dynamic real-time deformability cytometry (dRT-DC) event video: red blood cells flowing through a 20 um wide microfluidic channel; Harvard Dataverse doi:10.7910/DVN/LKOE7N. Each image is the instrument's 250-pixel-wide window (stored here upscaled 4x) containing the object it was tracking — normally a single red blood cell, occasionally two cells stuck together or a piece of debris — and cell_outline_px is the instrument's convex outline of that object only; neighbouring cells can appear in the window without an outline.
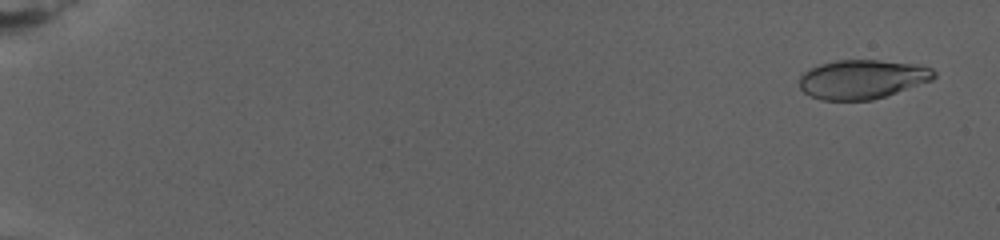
{"species": "human", "species_latin": "Homo sapiens", "temperature_condition": "warm", "stored_images_in_passage": 61, "camera_frame_rate_fps": 3000, "um_per_image_px": 0.085, "donor": {"sex": "female"}, "frame": {"image": 1, "passage_image": 3, "time_ms": 0.667, "image_size_px": [1000, 240], "cell_outline_px": [[936, 76], [932, 80], [872, 100], [824, 100], [812, 96], [804, 92], [800, 88], [800, 76], [804, 72], [820, 64], [836, 60], [876, 60], [916, 64], [932, 68], [936, 72]], "centroid_in_image_um": [73.3, 6.73], "position_along_channel_um": 11.7, "area_um2": 30.4}}
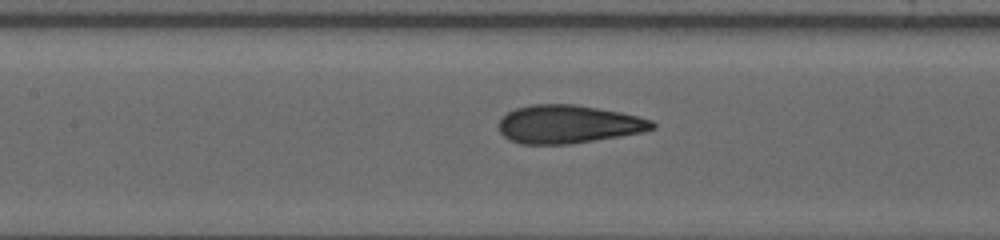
{"frame": {"image": 2, "passage_image": 33, "time_ms": 13.0, "image_size_px": [1000, 240], "cell_outline_px": [[656, 128], [640, 132], [620, 136], [568, 144], [520, 144], [504, 136], [500, 132], [500, 120], [508, 112], [516, 108], [532, 104], [572, 104], [620, 112], [652, 120], [656, 124]], "centroid_in_image_um": [48.31, 10.56], "position_along_channel_um": 159.1, "area_um2": 33.81}}
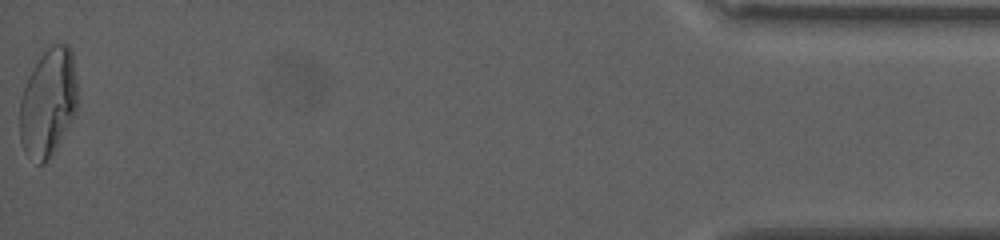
{"frame": {"image": 3, "passage_image": 61, "time_ms": 26.0, "image_size_px": [1000, 240], "cell_outline_px": [[76, 108], [60, 140], [48, 160], [44, 164], [36, 164], [24, 148], [20, 140], [20, 100], [28, 76], [40, 56], [52, 44], [68, 44], [72, 52], [76, 80]], "centroid_in_image_um": [4.07, 8.7], "position_along_channel_um": 431.1, "area_um2": 35.66}}